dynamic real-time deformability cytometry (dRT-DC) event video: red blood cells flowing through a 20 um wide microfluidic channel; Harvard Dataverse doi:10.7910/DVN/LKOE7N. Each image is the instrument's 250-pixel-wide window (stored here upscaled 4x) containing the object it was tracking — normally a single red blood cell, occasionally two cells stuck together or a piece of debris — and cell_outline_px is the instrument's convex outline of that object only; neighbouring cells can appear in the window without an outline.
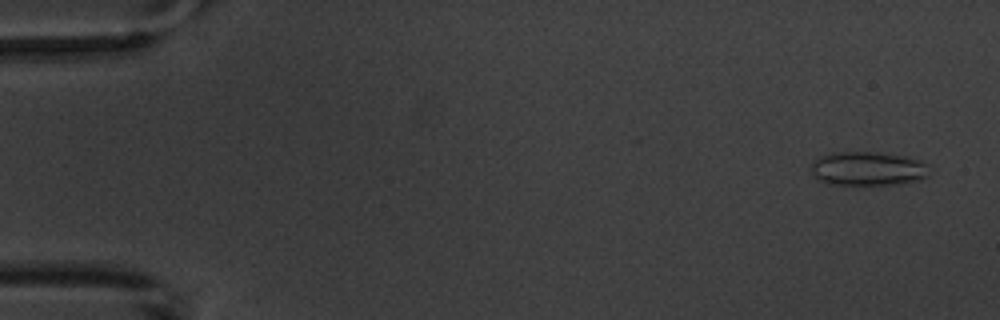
{"species": "common noctule bat (a hibernating species)", "species_latin": "Nyctalus noctula", "temperature_condition": "warm", "stored_images_in_passage": 4, "segment_of_instrument_passage": [1, 2], "camera_frame_rate_fps": 3000, "um_per_image_px": 0.085, "animal": {"sex": "male", "body_mass_g": 20.1, "forearm_length_mm": 53.5}, "frame": {"image": 1, "passage_image": 1, "time_ms": 0.0, "image_size_px": [1000, 320], "cell_outline_px": [[928, 176], [920, 180], [900, 184], [828, 184], [816, 180], [812, 172], [812, 164], [820, 156], [832, 152], [872, 152], [904, 156], [920, 160], [928, 164]], "centroid_in_image_um": [73.77, 14.34], "position_along_channel_um": 11.2, "area_um2": 23.41}}